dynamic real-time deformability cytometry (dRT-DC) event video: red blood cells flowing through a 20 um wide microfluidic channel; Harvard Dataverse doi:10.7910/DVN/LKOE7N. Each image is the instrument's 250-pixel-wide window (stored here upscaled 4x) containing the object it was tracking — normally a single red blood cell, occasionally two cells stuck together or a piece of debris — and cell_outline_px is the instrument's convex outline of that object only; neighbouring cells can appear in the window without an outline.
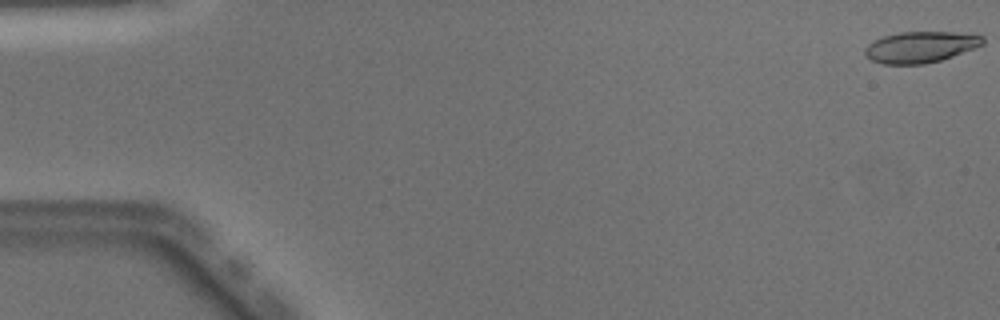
{"species": "Egyptian fruit bat (a non-hibernating species)", "species_latin": "Rousettus aegyptiacus", "temperature_condition": "warm", "stored_images_in_passage": 13, "camera_frame_rate_fps": 3000, "um_per_image_px": 0.085, "animal": {"sex": "male"}, "frame": {"image": 1, "passage_image": 1, "time_ms": 0.0, "image_size_px": [1000, 320], "cell_outline_px": [[984, 44], [952, 56], [940, 60], [924, 64], [880, 64], [864, 56], [864, 48], [868, 44], [884, 36], [900, 32], [952, 32], [984, 36]], "centroid_in_image_um": [78.2, 4.0], "position_along_channel_um": 6.8, "area_um2": 21.27}}